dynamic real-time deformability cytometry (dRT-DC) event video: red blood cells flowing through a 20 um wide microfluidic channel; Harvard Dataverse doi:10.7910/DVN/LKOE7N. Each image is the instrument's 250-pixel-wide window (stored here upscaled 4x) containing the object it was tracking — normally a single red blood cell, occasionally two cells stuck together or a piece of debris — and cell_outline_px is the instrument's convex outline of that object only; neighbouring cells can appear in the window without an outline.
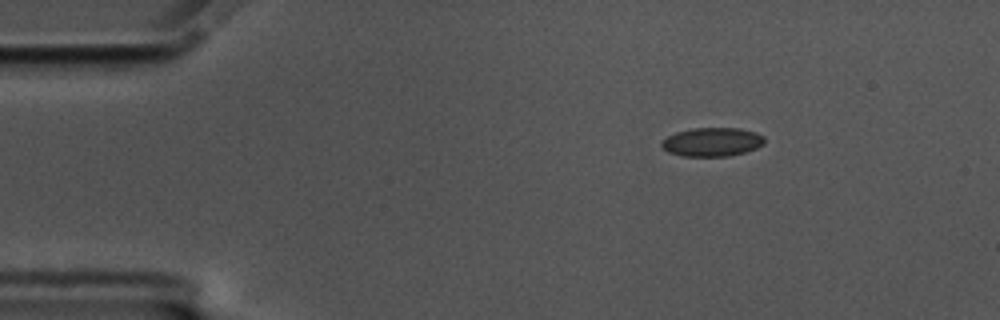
{"species": "common noctule bat (a hibernating species)", "species_latin": "Nyctalus noctula", "temperature_condition": "cold", "stored_images_in_passage": 50, "camera_frame_rate_fps": 3000, "um_per_image_px": 0.085, "animal": {"sex": "male", "body_mass_g": 17.5, "forearm_length_mm": 52.3}, "frame": {"image": 1, "passage_image": 1, "time_ms": 0.0, "image_size_px": [1000, 320], "cell_outline_px": [[764, 144], [756, 148], [744, 152], [728, 156], [680, 156], [668, 152], [660, 144], [668, 136], [676, 132], [692, 128], [740, 128], [756, 132], [764, 136]], "centroid_in_image_um": [60.54, 12.06], "position_along_channel_um": 24.5, "area_um2": 17.22}}
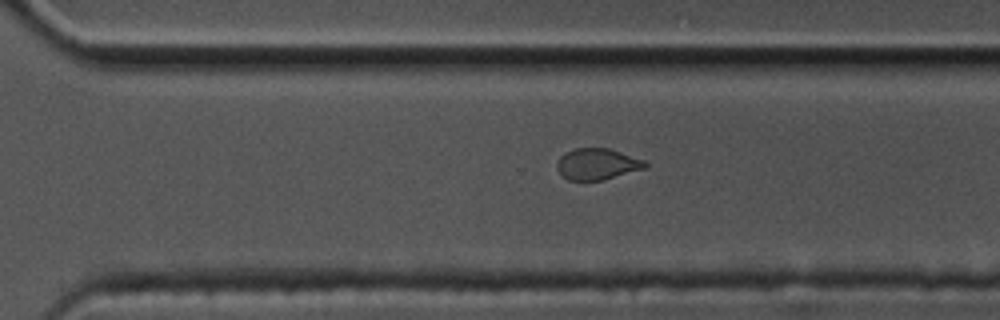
{"frame": {"image": 2, "passage_image": 32, "time_ms": 10.333, "image_size_px": [1000, 320], "cell_outline_px": [[648, 164], [644, 168], [604, 180], [568, 180], [556, 168], [556, 164], [560, 156], [564, 152], [576, 148], [608, 148], [644, 160]], "centroid_in_image_um": [50.73, 13.94], "position_along_channel_um": 319.9, "area_um2": 15.95}}
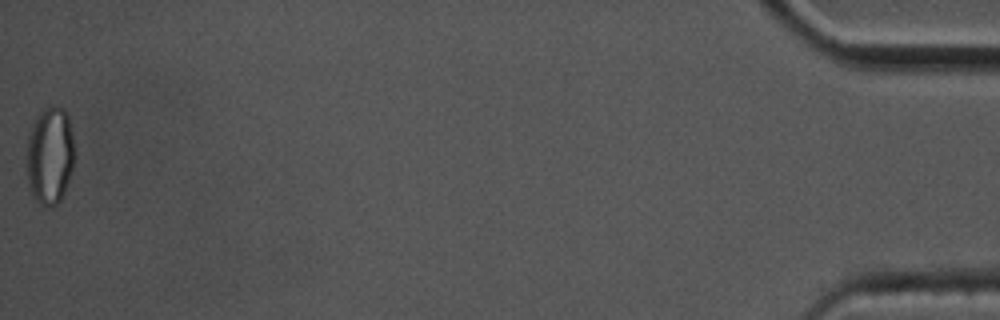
{"frame": {"image": 3, "passage_image": 50, "time_ms": 16.333, "image_size_px": [1000, 320], "cell_outline_px": [[72, 168], [64, 192], [60, 200], [52, 208], [48, 208], [40, 204], [36, 200], [32, 192], [28, 180], [24, 164], [28, 136], [36, 116], [44, 108], [52, 104], [64, 108], [68, 116], [72, 136]], "centroid_in_image_um": [4.19, 13.21], "position_along_channel_um": 431.0, "area_um2": 27.34}, "authors_computed_cell_mechanics": {"area_um2": 17.2244, "velocity_mm_per_s": 3.4939, "shape_relaxation_time_tau1_ms": null, "shape_relaxation_time_tau2_ms": 0.9834, "deformation_change_tau1": null, "deformation_change_tau2": 0.0524}}